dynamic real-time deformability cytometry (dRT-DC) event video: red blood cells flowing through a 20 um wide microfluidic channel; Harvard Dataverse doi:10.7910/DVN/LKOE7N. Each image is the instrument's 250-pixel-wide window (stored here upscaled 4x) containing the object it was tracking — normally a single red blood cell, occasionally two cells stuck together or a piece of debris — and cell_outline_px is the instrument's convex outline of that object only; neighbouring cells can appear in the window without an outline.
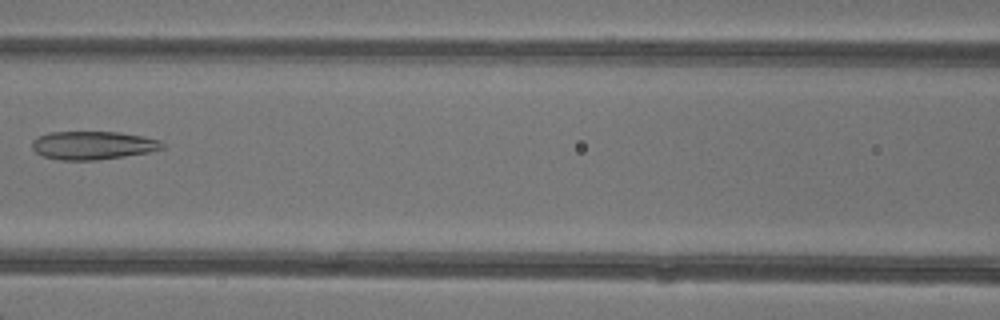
{"species": "common noctule bat (a hibernating species)", "species_latin": "Nyctalus noctula", "temperature_condition": "warm", "stored_images_in_passage": 5, "camera_frame_rate_fps": 3000, "um_per_image_px": 0.085, "animal": {"sex": "female"}, "frame": {"image": 1, "passage_image": 5, "time_ms": 5.667, "image_size_px": [1000, 320], "cell_outline_px": [[164, 148], [148, 152], [124, 156], [96, 160], [60, 160], [44, 156], [36, 152], [32, 148], [32, 140], [48, 132], [120, 132], [144, 136], [160, 140], [164, 144]], "centroid_in_image_um": [7.91, 12.35], "position_along_channel_um": 158.7, "area_um2": 21.44}}